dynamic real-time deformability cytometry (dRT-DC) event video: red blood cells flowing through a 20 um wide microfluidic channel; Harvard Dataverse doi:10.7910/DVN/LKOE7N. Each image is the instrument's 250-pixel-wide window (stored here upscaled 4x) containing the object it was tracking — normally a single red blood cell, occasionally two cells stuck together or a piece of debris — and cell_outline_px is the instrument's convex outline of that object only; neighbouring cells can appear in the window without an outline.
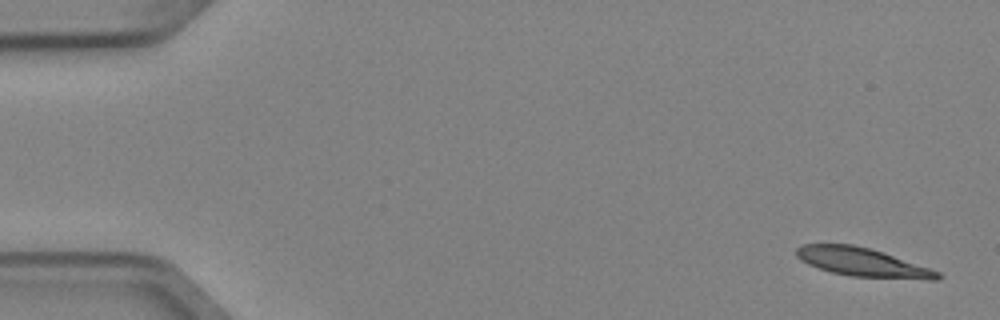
{"species": "Egyptian fruit bat (a non-hibernating species)", "species_latin": "Rousettus aegyptiacus", "temperature_condition": "cold", "stored_images_in_passage": 5, "camera_frame_rate_fps": 3000, "um_per_image_px": 0.085, "animal": {"sex": "female"}, "frame": {"image": 1, "passage_image": 1, "time_ms": 0.0, "image_size_px": [1000, 320], "cell_outline_px": [[944, 276], [940, 280], [928, 280], [852, 276], [832, 272], [808, 264], [800, 260], [796, 256], [796, 248], [804, 244], [852, 244], [884, 252], [940, 272]], "centroid_in_image_um": [73.35, 22.3], "position_along_channel_um": 11.7, "area_um2": 23.52}}
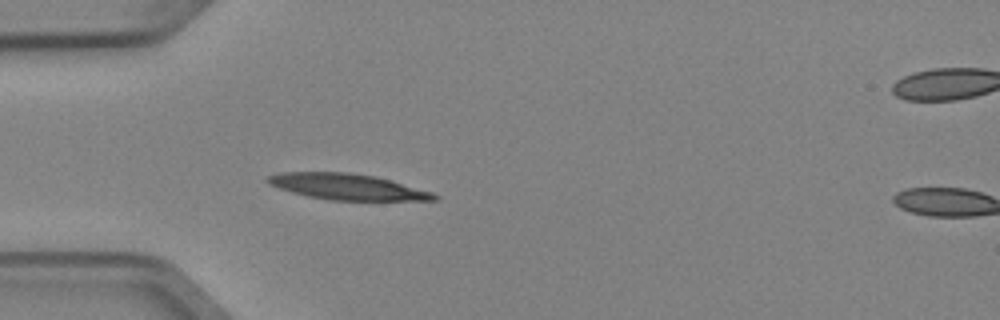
{"frame": {"image": 2, "passage_image": 4, "time_ms": 1.0, "image_size_px": [1000, 320], "cell_outline_px": [[440, 200], [328, 200], [308, 196], [292, 192], [268, 184], [264, 180], [268, 176], [280, 172], [348, 172], [376, 176], [392, 180], [432, 192], [440, 196]], "centroid_in_image_um": [29.53, 15.87], "position_along_channel_um": 55.5, "area_um2": 25.26}}